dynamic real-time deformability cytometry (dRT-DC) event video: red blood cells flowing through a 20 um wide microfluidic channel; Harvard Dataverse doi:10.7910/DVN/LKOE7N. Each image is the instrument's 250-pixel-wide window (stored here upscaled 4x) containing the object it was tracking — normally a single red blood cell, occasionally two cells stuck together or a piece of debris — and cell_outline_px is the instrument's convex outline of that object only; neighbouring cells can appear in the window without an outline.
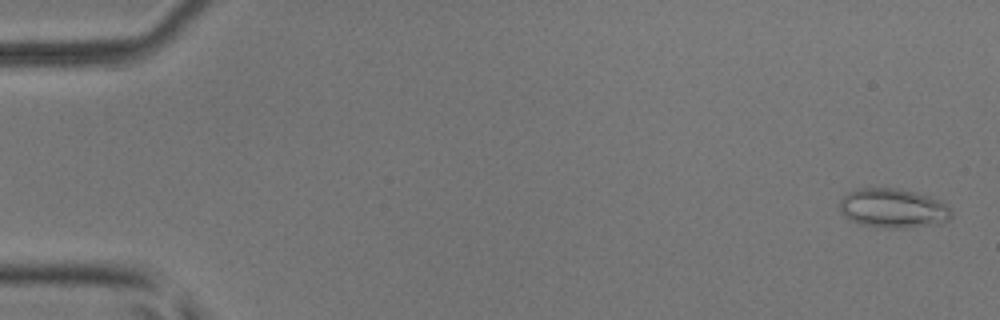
{"species": "common noctule bat (a hibernating species)", "species_latin": "Nyctalus noctula", "temperature_condition": "room temperature", "stored_images_in_passage": 51, "camera_frame_rate_fps": 3000, "um_per_image_px": 0.085, "animal": {"sex": "male", "body_mass_g": 17.9, "forearm_length_mm": 54.2}, "frame": {"image": 1, "passage_image": 2, "time_ms": 0.333, "image_size_px": [1000, 320], "cell_outline_px": [[952, 216], [944, 224], [896, 228], [860, 224], [844, 216], [840, 212], [840, 200], [848, 192], [860, 188], [900, 188], [916, 192], [940, 200], [948, 204], [952, 212]], "centroid_in_image_um": [75.96, 17.69], "position_along_channel_um": 9.0, "area_um2": 25.72}}
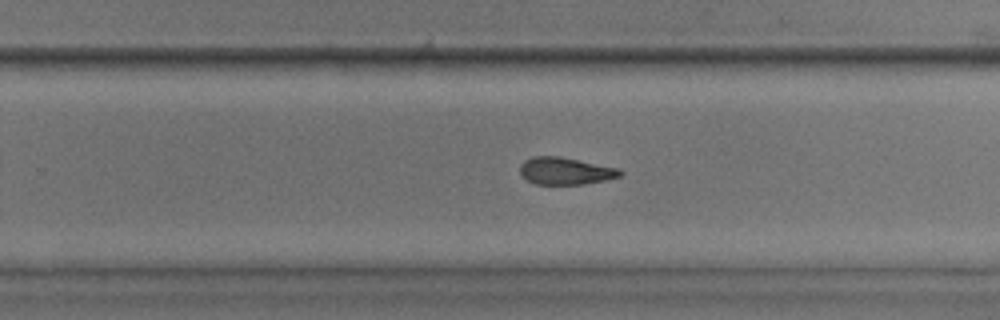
{"frame": {"image": 2, "passage_image": 33, "time_ms": 10.667, "image_size_px": [1000, 320], "cell_outline_px": [[624, 172], [620, 176], [604, 180], [584, 184], [536, 184], [528, 180], [520, 172], [520, 164], [524, 160], [532, 156], [560, 156], [616, 168]], "centroid_in_image_um": [48.03, 14.52], "position_along_channel_um": 281.8, "area_um2": 15.66}}
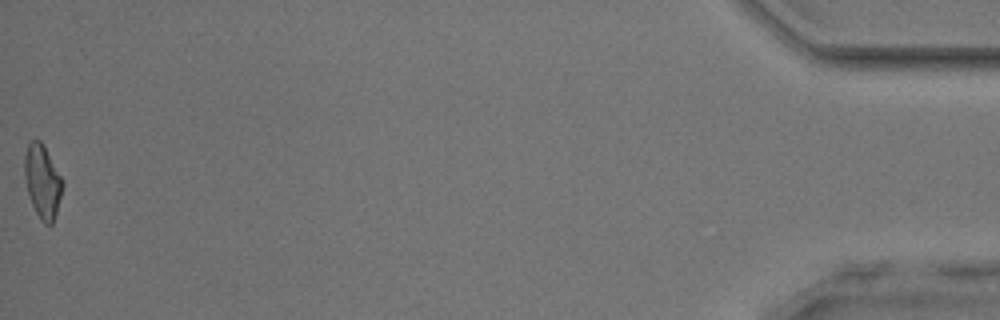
{"frame": {"image": 3, "passage_image": 51, "time_ms": 16.667, "image_size_px": [1000, 320], "cell_outline_px": [[64, 184], [56, 212], [52, 224], [44, 224], [40, 220], [32, 204], [28, 192], [24, 176], [24, 156], [28, 144], [32, 140], [40, 140], [44, 144], [64, 180]], "centroid_in_image_um": [3.62, 15.39], "position_along_channel_um": 431.6, "area_um2": 16.36}, "authors_computed_cell_mechanics": {"area_um2": 16.6464, "velocity_mm_per_s": 4.1089, "shape_relaxation_time_tau1_ms": null, "shape_relaxation_time_tau2_ms": 5.0372, "deformation_change_tau1": null, "deformation_change_tau2": 0.1527}}